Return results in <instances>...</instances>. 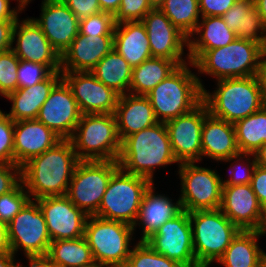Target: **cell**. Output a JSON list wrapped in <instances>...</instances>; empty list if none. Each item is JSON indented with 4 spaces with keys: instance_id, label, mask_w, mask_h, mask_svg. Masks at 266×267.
<instances>
[{
    "instance_id": "obj_1",
    "label": "cell",
    "mask_w": 266,
    "mask_h": 267,
    "mask_svg": "<svg viewBox=\"0 0 266 267\" xmlns=\"http://www.w3.org/2000/svg\"><path fill=\"white\" fill-rule=\"evenodd\" d=\"M79 161L72 142L61 140L21 166V182L31 200L66 195Z\"/></svg>"
},
{
    "instance_id": "obj_2",
    "label": "cell",
    "mask_w": 266,
    "mask_h": 267,
    "mask_svg": "<svg viewBox=\"0 0 266 267\" xmlns=\"http://www.w3.org/2000/svg\"><path fill=\"white\" fill-rule=\"evenodd\" d=\"M119 167L130 174L149 179L154 183L156 168L179 163L175 159L169 134L164 122L127 136L121 142Z\"/></svg>"
},
{
    "instance_id": "obj_3",
    "label": "cell",
    "mask_w": 266,
    "mask_h": 267,
    "mask_svg": "<svg viewBox=\"0 0 266 267\" xmlns=\"http://www.w3.org/2000/svg\"><path fill=\"white\" fill-rule=\"evenodd\" d=\"M190 67H194L192 62L179 65L145 95L159 122L165 123L190 112L202 102L205 86Z\"/></svg>"
},
{
    "instance_id": "obj_4",
    "label": "cell",
    "mask_w": 266,
    "mask_h": 267,
    "mask_svg": "<svg viewBox=\"0 0 266 267\" xmlns=\"http://www.w3.org/2000/svg\"><path fill=\"white\" fill-rule=\"evenodd\" d=\"M202 101L210 115L230 123L252 115L266 104L256 76L218 80L214 91L203 89Z\"/></svg>"
},
{
    "instance_id": "obj_5",
    "label": "cell",
    "mask_w": 266,
    "mask_h": 267,
    "mask_svg": "<svg viewBox=\"0 0 266 267\" xmlns=\"http://www.w3.org/2000/svg\"><path fill=\"white\" fill-rule=\"evenodd\" d=\"M261 45L237 38L224 47L206 52H187L196 74H206L216 81L227 78L256 76Z\"/></svg>"
},
{
    "instance_id": "obj_6",
    "label": "cell",
    "mask_w": 266,
    "mask_h": 267,
    "mask_svg": "<svg viewBox=\"0 0 266 267\" xmlns=\"http://www.w3.org/2000/svg\"><path fill=\"white\" fill-rule=\"evenodd\" d=\"M69 140L79 160L117 161L120 155L114 114H82Z\"/></svg>"
},
{
    "instance_id": "obj_7",
    "label": "cell",
    "mask_w": 266,
    "mask_h": 267,
    "mask_svg": "<svg viewBox=\"0 0 266 267\" xmlns=\"http://www.w3.org/2000/svg\"><path fill=\"white\" fill-rule=\"evenodd\" d=\"M189 217L196 262L200 267H210L223 255L240 229L220 209L195 210L189 212Z\"/></svg>"
},
{
    "instance_id": "obj_8",
    "label": "cell",
    "mask_w": 266,
    "mask_h": 267,
    "mask_svg": "<svg viewBox=\"0 0 266 267\" xmlns=\"http://www.w3.org/2000/svg\"><path fill=\"white\" fill-rule=\"evenodd\" d=\"M153 183L142 176L123 171L120 167L112 174L94 216L134 226L145 192Z\"/></svg>"
},
{
    "instance_id": "obj_9",
    "label": "cell",
    "mask_w": 266,
    "mask_h": 267,
    "mask_svg": "<svg viewBox=\"0 0 266 267\" xmlns=\"http://www.w3.org/2000/svg\"><path fill=\"white\" fill-rule=\"evenodd\" d=\"M134 234V227L126 223L97 216H88L85 223L84 237L94 260L112 267L125 266Z\"/></svg>"
},
{
    "instance_id": "obj_10",
    "label": "cell",
    "mask_w": 266,
    "mask_h": 267,
    "mask_svg": "<svg viewBox=\"0 0 266 267\" xmlns=\"http://www.w3.org/2000/svg\"><path fill=\"white\" fill-rule=\"evenodd\" d=\"M118 161L80 160L76 165L66 196L87 216H94L100 206Z\"/></svg>"
},
{
    "instance_id": "obj_11",
    "label": "cell",
    "mask_w": 266,
    "mask_h": 267,
    "mask_svg": "<svg viewBox=\"0 0 266 267\" xmlns=\"http://www.w3.org/2000/svg\"><path fill=\"white\" fill-rule=\"evenodd\" d=\"M196 163L184 162L178 165L182 209L187 212L220 209L223 177L215 169Z\"/></svg>"
},
{
    "instance_id": "obj_12",
    "label": "cell",
    "mask_w": 266,
    "mask_h": 267,
    "mask_svg": "<svg viewBox=\"0 0 266 267\" xmlns=\"http://www.w3.org/2000/svg\"><path fill=\"white\" fill-rule=\"evenodd\" d=\"M11 251L24 256L48 253L51 238L43 213L35 200H30L7 225Z\"/></svg>"
},
{
    "instance_id": "obj_13",
    "label": "cell",
    "mask_w": 266,
    "mask_h": 267,
    "mask_svg": "<svg viewBox=\"0 0 266 267\" xmlns=\"http://www.w3.org/2000/svg\"><path fill=\"white\" fill-rule=\"evenodd\" d=\"M145 242L156 252L182 267H200L194 255L189 212L182 210L167 220Z\"/></svg>"
},
{
    "instance_id": "obj_14",
    "label": "cell",
    "mask_w": 266,
    "mask_h": 267,
    "mask_svg": "<svg viewBox=\"0 0 266 267\" xmlns=\"http://www.w3.org/2000/svg\"><path fill=\"white\" fill-rule=\"evenodd\" d=\"M209 114L207 106L202 101L177 118L165 122L173 155L177 162H197L203 160L201 132L204 118Z\"/></svg>"
},
{
    "instance_id": "obj_15",
    "label": "cell",
    "mask_w": 266,
    "mask_h": 267,
    "mask_svg": "<svg viewBox=\"0 0 266 267\" xmlns=\"http://www.w3.org/2000/svg\"><path fill=\"white\" fill-rule=\"evenodd\" d=\"M141 22L147 30L152 57L173 60L178 66L190 62L188 54L184 53L188 37L159 8L151 9Z\"/></svg>"
},
{
    "instance_id": "obj_16",
    "label": "cell",
    "mask_w": 266,
    "mask_h": 267,
    "mask_svg": "<svg viewBox=\"0 0 266 267\" xmlns=\"http://www.w3.org/2000/svg\"><path fill=\"white\" fill-rule=\"evenodd\" d=\"M81 115L71 89L61 79L51 90L36 119L62 140H69L74 134Z\"/></svg>"
},
{
    "instance_id": "obj_17",
    "label": "cell",
    "mask_w": 266,
    "mask_h": 267,
    "mask_svg": "<svg viewBox=\"0 0 266 267\" xmlns=\"http://www.w3.org/2000/svg\"><path fill=\"white\" fill-rule=\"evenodd\" d=\"M15 22L12 50L19 60L40 63L52 72L61 71V56L52 47L40 26L31 18Z\"/></svg>"
},
{
    "instance_id": "obj_18",
    "label": "cell",
    "mask_w": 266,
    "mask_h": 267,
    "mask_svg": "<svg viewBox=\"0 0 266 267\" xmlns=\"http://www.w3.org/2000/svg\"><path fill=\"white\" fill-rule=\"evenodd\" d=\"M76 99L81 114H114L119 94L91 72H61Z\"/></svg>"
},
{
    "instance_id": "obj_19",
    "label": "cell",
    "mask_w": 266,
    "mask_h": 267,
    "mask_svg": "<svg viewBox=\"0 0 266 267\" xmlns=\"http://www.w3.org/2000/svg\"><path fill=\"white\" fill-rule=\"evenodd\" d=\"M35 201L43 213L51 241L84 236L88 216L66 195L48 196Z\"/></svg>"
},
{
    "instance_id": "obj_20",
    "label": "cell",
    "mask_w": 266,
    "mask_h": 267,
    "mask_svg": "<svg viewBox=\"0 0 266 267\" xmlns=\"http://www.w3.org/2000/svg\"><path fill=\"white\" fill-rule=\"evenodd\" d=\"M40 26L52 47L62 56L79 33V19L61 0H42Z\"/></svg>"
},
{
    "instance_id": "obj_21",
    "label": "cell",
    "mask_w": 266,
    "mask_h": 267,
    "mask_svg": "<svg viewBox=\"0 0 266 267\" xmlns=\"http://www.w3.org/2000/svg\"><path fill=\"white\" fill-rule=\"evenodd\" d=\"M220 210L242 231H258L263 208L251 184L223 185Z\"/></svg>"
},
{
    "instance_id": "obj_22",
    "label": "cell",
    "mask_w": 266,
    "mask_h": 267,
    "mask_svg": "<svg viewBox=\"0 0 266 267\" xmlns=\"http://www.w3.org/2000/svg\"><path fill=\"white\" fill-rule=\"evenodd\" d=\"M14 164L23 166L31 158L53 148L62 139L37 119L14 122Z\"/></svg>"
},
{
    "instance_id": "obj_23",
    "label": "cell",
    "mask_w": 266,
    "mask_h": 267,
    "mask_svg": "<svg viewBox=\"0 0 266 267\" xmlns=\"http://www.w3.org/2000/svg\"><path fill=\"white\" fill-rule=\"evenodd\" d=\"M114 49V36H87L78 33L61 56V72H90Z\"/></svg>"
},
{
    "instance_id": "obj_24",
    "label": "cell",
    "mask_w": 266,
    "mask_h": 267,
    "mask_svg": "<svg viewBox=\"0 0 266 267\" xmlns=\"http://www.w3.org/2000/svg\"><path fill=\"white\" fill-rule=\"evenodd\" d=\"M153 183L145 192L139 210V215L134 224V232L136 227L142 229L141 238L138 241H145L153 233H155L167 220L175 217L183 209L180 199L175 202L174 199L165 196V194L155 193Z\"/></svg>"
},
{
    "instance_id": "obj_25",
    "label": "cell",
    "mask_w": 266,
    "mask_h": 267,
    "mask_svg": "<svg viewBox=\"0 0 266 267\" xmlns=\"http://www.w3.org/2000/svg\"><path fill=\"white\" fill-rule=\"evenodd\" d=\"M121 142L133 133L157 124L151 102L144 95H120L114 111Z\"/></svg>"
},
{
    "instance_id": "obj_26",
    "label": "cell",
    "mask_w": 266,
    "mask_h": 267,
    "mask_svg": "<svg viewBox=\"0 0 266 267\" xmlns=\"http://www.w3.org/2000/svg\"><path fill=\"white\" fill-rule=\"evenodd\" d=\"M202 157L224 162L240 153L234 123L213 117L204 118L201 132Z\"/></svg>"
},
{
    "instance_id": "obj_27",
    "label": "cell",
    "mask_w": 266,
    "mask_h": 267,
    "mask_svg": "<svg viewBox=\"0 0 266 267\" xmlns=\"http://www.w3.org/2000/svg\"><path fill=\"white\" fill-rule=\"evenodd\" d=\"M61 79V71H55L47 79L34 86L18 88L9 93L5 98L12 102L11 109L5 114L14 122L36 119L41 106Z\"/></svg>"
},
{
    "instance_id": "obj_28",
    "label": "cell",
    "mask_w": 266,
    "mask_h": 267,
    "mask_svg": "<svg viewBox=\"0 0 266 267\" xmlns=\"http://www.w3.org/2000/svg\"><path fill=\"white\" fill-rule=\"evenodd\" d=\"M114 50L132 68L151 58L145 25L141 21L117 23L114 28Z\"/></svg>"
},
{
    "instance_id": "obj_29",
    "label": "cell",
    "mask_w": 266,
    "mask_h": 267,
    "mask_svg": "<svg viewBox=\"0 0 266 267\" xmlns=\"http://www.w3.org/2000/svg\"><path fill=\"white\" fill-rule=\"evenodd\" d=\"M260 238L258 231L240 230L216 263L224 267H264L266 253L258 244Z\"/></svg>"
},
{
    "instance_id": "obj_30",
    "label": "cell",
    "mask_w": 266,
    "mask_h": 267,
    "mask_svg": "<svg viewBox=\"0 0 266 267\" xmlns=\"http://www.w3.org/2000/svg\"><path fill=\"white\" fill-rule=\"evenodd\" d=\"M221 18L237 38L251 40L260 45L266 42L259 11L254 7V0H236L235 4Z\"/></svg>"
},
{
    "instance_id": "obj_31",
    "label": "cell",
    "mask_w": 266,
    "mask_h": 267,
    "mask_svg": "<svg viewBox=\"0 0 266 267\" xmlns=\"http://www.w3.org/2000/svg\"><path fill=\"white\" fill-rule=\"evenodd\" d=\"M196 29L188 37V52H206L224 47L237 39L221 16L201 17ZM196 35V37H195Z\"/></svg>"
},
{
    "instance_id": "obj_32",
    "label": "cell",
    "mask_w": 266,
    "mask_h": 267,
    "mask_svg": "<svg viewBox=\"0 0 266 267\" xmlns=\"http://www.w3.org/2000/svg\"><path fill=\"white\" fill-rule=\"evenodd\" d=\"M90 72L119 95L129 93L132 67L114 49L105 55Z\"/></svg>"
},
{
    "instance_id": "obj_33",
    "label": "cell",
    "mask_w": 266,
    "mask_h": 267,
    "mask_svg": "<svg viewBox=\"0 0 266 267\" xmlns=\"http://www.w3.org/2000/svg\"><path fill=\"white\" fill-rule=\"evenodd\" d=\"M178 65L170 59L151 57L137 67L132 68L129 93L147 95L155 86L169 76Z\"/></svg>"
},
{
    "instance_id": "obj_34",
    "label": "cell",
    "mask_w": 266,
    "mask_h": 267,
    "mask_svg": "<svg viewBox=\"0 0 266 267\" xmlns=\"http://www.w3.org/2000/svg\"><path fill=\"white\" fill-rule=\"evenodd\" d=\"M240 153L253 154L266 143V104L258 111L234 123Z\"/></svg>"
},
{
    "instance_id": "obj_35",
    "label": "cell",
    "mask_w": 266,
    "mask_h": 267,
    "mask_svg": "<svg viewBox=\"0 0 266 267\" xmlns=\"http://www.w3.org/2000/svg\"><path fill=\"white\" fill-rule=\"evenodd\" d=\"M47 255L60 267H84L95 262L84 236L51 241Z\"/></svg>"
},
{
    "instance_id": "obj_36",
    "label": "cell",
    "mask_w": 266,
    "mask_h": 267,
    "mask_svg": "<svg viewBox=\"0 0 266 267\" xmlns=\"http://www.w3.org/2000/svg\"><path fill=\"white\" fill-rule=\"evenodd\" d=\"M159 9L187 37L194 32L201 18L199 0H165Z\"/></svg>"
},
{
    "instance_id": "obj_37",
    "label": "cell",
    "mask_w": 266,
    "mask_h": 267,
    "mask_svg": "<svg viewBox=\"0 0 266 267\" xmlns=\"http://www.w3.org/2000/svg\"><path fill=\"white\" fill-rule=\"evenodd\" d=\"M133 245L124 267H182L176 261L154 251L145 241Z\"/></svg>"
},
{
    "instance_id": "obj_38",
    "label": "cell",
    "mask_w": 266,
    "mask_h": 267,
    "mask_svg": "<svg viewBox=\"0 0 266 267\" xmlns=\"http://www.w3.org/2000/svg\"><path fill=\"white\" fill-rule=\"evenodd\" d=\"M224 162L230 163V178H224L223 185H243L251 183L252 174L256 166V160L253 154L239 153L226 159Z\"/></svg>"
},
{
    "instance_id": "obj_39",
    "label": "cell",
    "mask_w": 266,
    "mask_h": 267,
    "mask_svg": "<svg viewBox=\"0 0 266 267\" xmlns=\"http://www.w3.org/2000/svg\"><path fill=\"white\" fill-rule=\"evenodd\" d=\"M31 200L20 182L12 191L0 196V221L9 224L14 216Z\"/></svg>"
},
{
    "instance_id": "obj_40",
    "label": "cell",
    "mask_w": 266,
    "mask_h": 267,
    "mask_svg": "<svg viewBox=\"0 0 266 267\" xmlns=\"http://www.w3.org/2000/svg\"><path fill=\"white\" fill-rule=\"evenodd\" d=\"M19 62L12 49L0 53V96L4 98L18 89Z\"/></svg>"
},
{
    "instance_id": "obj_41",
    "label": "cell",
    "mask_w": 266,
    "mask_h": 267,
    "mask_svg": "<svg viewBox=\"0 0 266 267\" xmlns=\"http://www.w3.org/2000/svg\"><path fill=\"white\" fill-rule=\"evenodd\" d=\"M114 15L99 12L79 21V33L87 36H114Z\"/></svg>"
},
{
    "instance_id": "obj_42",
    "label": "cell",
    "mask_w": 266,
    "mask_h": 267,
    "mask_svg": "<svg viewBox=\"0 0 266 267\" xmlns=\"http://www.w3.org/2000/svg\"><path fill=\"white\" fill-rule=\"evenodd\" d=\"M52 73L53 72L43 64L20 60L17 70L18 88L34 86L47 79Z\"/></svg>"
},
{
    "instance_id": "obj_43",
    "label": "cell",
    "mask_w": 266,
    "mask_h": 267,
    "mask_svg": "<svg viewBox=\"0 0 266 267\" xmlns=\"http://www.w3.org/2000/svg\"><path fill=\"white\" fill-rule=\"evenodd\" d=\"M153 9L149 0H121L119 10L114 15L115 23L142 21Z\"/></svg>"
},
{
    "instance_id": "obj_44",
    "label": "cell",
    "mask_w": 266,
    "mask_h": 267,
    "mask_svg": "<svg viewBox=\"0 0 266 267\" xmlns=\"http://www.w3.org/2000/svg\"><path fill=\"white\" fill-rule=\"evenodd\" d=\"M14 121L0 109V162L14 163Z\"/></svg>"
},
{
    "instance_id": "obj_45",
    "label": "cell",
    "mask_w": 266,
    "mask_h": 267,
    "mask_svg": "<svg viewBox=\"0 0 266 267\" xmlns=\"http://www.w3.org/2000/svg\"><path fill=\"white\" fill-rule=\"evenodd\" d=\"M21 182V167L0 162V196L12 191Z\"/></svg>"
},
{
    "instance_id": "obj_46",
    "label": "cell",
    "mask_w": 266,
    "mask_h": 267,
    "mask_svg": "<svg viewBox=\"0 0 266 267\" xmlns=\"http://www.w3.org/2000/svg\"><path fill=\"white\" fill-rule=\"evenodd\" d=\"M79 20L101 11L99 0H61Z\"/></svg>"
},
{
    "instance_id": "obj_47",
    "label": "cell",
    "mask_w": 266,
    "mask_h": 267,
    "mask_svg": "<svg viewBox=\"0 0 266 267\" xmlns=\"http://www.w3.org/2000/svg\"><path fill=\"white\" fill-rule=\"evenodd\" d=\"M235 2L236 0H199L201 17L222 16Z\"/></svg>"
},
{
    "instance_id": "obj_48",
    "label": "cell",
    "mask_w": 266,
    "mask_h": 267,
    "mask_svg": "<svg viewBox=\"0 0 266 267\" xmlns=\"http://www.w3.org/2000/svg\"><path fill=\"white\" fill-rule=\"evenodd\" d=\"M250 184L261 207L264 209L266 207V168L256 165Z\"/></svg>"
},
{
    "instance_id": "obj_49",
    "label": "cell",
    "mask_w": 266,
    "mask_h": 267,
    "mask_svg": "<svg viewBox=\"0 0 266 267\" xmlns=\"http://www.w3.org/2000/svg\"><path fill=\"white\" fill-rule=\"evenodd\" d=\"M15 22L16 20H0V53L12 49Z\"/></svg>"
},
{
    "instance_id": "obj_50",
    "label": "cell",
    "mask_w": 266,
    "mask_h": 267,
    "mask_svg": "<svg viewBox=\"0 0 266 267\" xmlns=\"http://www.w3.org/2000/svg\"><path fill=\"white\" fill-rule=\"evenodd\" d=\"M10 1L11 0H0V20H17L19 18V13L25 10L24 0H16L18 4L14 8H11Z\"/></svg>"
},
{
    "instance_id": "obj_51",
    "label": "cell",
    "mask_w": 266,
    "mask_h": 267,
    "mask_svg": "<svg viewBox=\"0 0 266 267\" xmlns=\"http://www.w3.org/2000/svg\"><path fill=\"white\" fill-rule=\"evenodd\" d=\"M256 77L266 99V42L261 45Z\"/></svg>"
},
{
    "instance_id": "obj_52",
    "label": "cell",
    "mask_w": 266,
    "mask_h": 267,
    "mask_svg": "<svg viewBox=\"0 0 266 267\" xmlns=\"http://www.w3.org/2000/svg\"><path fill=\"white\" fill-rule=\"evenodd\" d=\"M29 261V267H60L47 254L45 255H28L25 256ZM19 267H25L22 264Z\"/></svg>"
},
{
    "instance_id": "obj_53",
    "label": "cell",
    "mask_w": 266,
    "mask_h": 267,
    "mask_svg": "<svg viewBox=\"0 0 266 267\" xmlns=\"http://www.w3.org/2000/svg\"><path fill=\"white\" fill-rule=\"evenodd\" d=\"M3 254H13L11 251L9 239H8V229L7 224L0 221V255Z\"/></svg>"
},
{
    "instance_id": "obj_54",
    "label": "cell",
    "mask_w": 266,
    "mask_h": 267,
    "mask_svg": "<svg viewBox=\"0 0 266 267\" xmlns=\"http://www.w3.org/2000/svg\"><path fill=\"white\" fill-rule=\"evenodd\" d=\"M121 0H99V5L102 12H107L115 15L119 10Z\"/></svg>"
},
{
    "instance_id": "obj_55",
    "label": "cell",
    "mask_w": 266,
    "mask_h": 267,
    "mask_svg": "<svg viewBox=\"0 0 266 267\" xmlns=\"http://www.w3.org/2000/svg\"><path fill=\"white\" fill-rule=\"evenodd\" d=\"M15 256L14 254L0 255V267H19L21 260L20 262H15L18 261Z\"/></svg>"
},
{
    "instance_id": "obj_56",
    "label": "cell",
    "mask_w": 266,
    "mask_h": 267,
    "mask_svg": "<svg viewBox=\"0 0 266 267\" xmlns=\"http://www.w3.org/2000/svg\"><path fill=\"white\" fill-rule=\"evenodd\" d=\"M256 165L266 168V143L253 153Z\"/></svg>"
},
{
    "instance_id": "obj_57",
    "label": "cell",
    "mask_w": 266,
    "mask_h": 267,
    "mask_svg": "<svg viewBox=\"0 0 266 267\" xmlns=\"http://www.w3.org/2000/svg\"><path fill=\"white\" fill-rule=\"evenodd\" d=\"M254 7L259 11L262 25L266 30V0H254Z\"/></svg>"
},
{
    "instance_id": "obj_58",
    "label": "cell",
    "mask_w": 266,
    "mask_h": 267,
    "mask_svg": "<svg viewBox=\"0 0 266 267\" xmlns=\"http://www.w3.org/2000/svg\"><path fill=\"white\" fill-rule=\"evenodd\" d=\"M258 233L262 238L263 236H266V207L263 209L262 221L258 229Z\"/></svg>"
},
{
    "instance_id": "obj_59",
    "label": "cell",
    "mask_w": 266,
    "mask_h": 267,
    "mask_svg": "<svg viewBox=\"0 0 266 267\" xmlns=\"http://www.w3.org/2000/svg\"><path fill=\"white\" fill-rule=\"evenodd\" d=\"M149 2L153 8H160L165 0H149Z\"/></svg>"
},
{
    "instance_id": "obj_60",
    "label": "cell",
    "mask_w": 266,
    "mask_h": 267,
    "mask_svg": "<svg viewBox=\"0 0 266 267\" xmlns=\"http://www.w3.org/2000/svg\"><path fill=\"white\" fill-rule=\"evenodd\" d=\"M84 267H112V266H109V265H106V264H101V263L95 261V262H93V263H91L89 265H86Z\"/></svg>"
},
{
    "instance_id": "obj_61",
    "label": "cell",
    "mask_w": 266,
    "mask_h": 267,
    "mask_svg": "<svg viewBox=\"0 0 266 267\" xmlns=\"http://www.w3.org/2000/svg\"><path fill=\"white\" fill-rule=\"evenodd\" d=\"M25 1V7L28 6V4H30V1L32 2V0H24Z\"/></svg>"
}]
</instances>
